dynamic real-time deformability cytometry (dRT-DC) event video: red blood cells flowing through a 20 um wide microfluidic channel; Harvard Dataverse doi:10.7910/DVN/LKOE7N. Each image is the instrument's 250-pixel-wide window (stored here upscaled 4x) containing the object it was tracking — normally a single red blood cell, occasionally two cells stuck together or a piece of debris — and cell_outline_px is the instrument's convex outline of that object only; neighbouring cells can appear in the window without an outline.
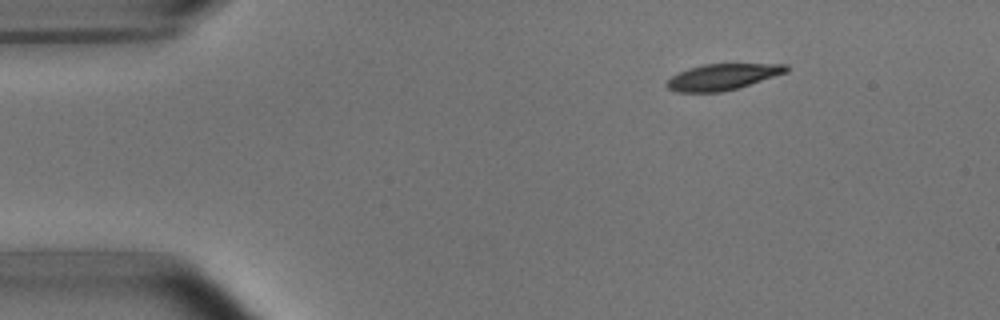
{"species": "common noctule bat (a hibernating species)", "species_latin": "Nyctalus noctula", "temperature_condition": "room temperature", "stored_images_in_passage": 3, "camera_frame_rate_fps": 3000, "um_per_image_px": 0.085, "animal": {"sex": "male", "body_mass_g": 15.6}, "frame": {"image": 1, "passage_image": 1, "time_ms": 0.0, "image_size_px": [1000, 320], "cell_outline_px": [[788, 72], [736, 88], [720, 92], [676, 92], [668, 88], [664, 84], [672, 76], [688, 68], [704, 64], [788, 64]], "centroid_in_image_um": [61.39, 6.53], "position_along_channel_um": 23.6, "area_um2": 17.98}}
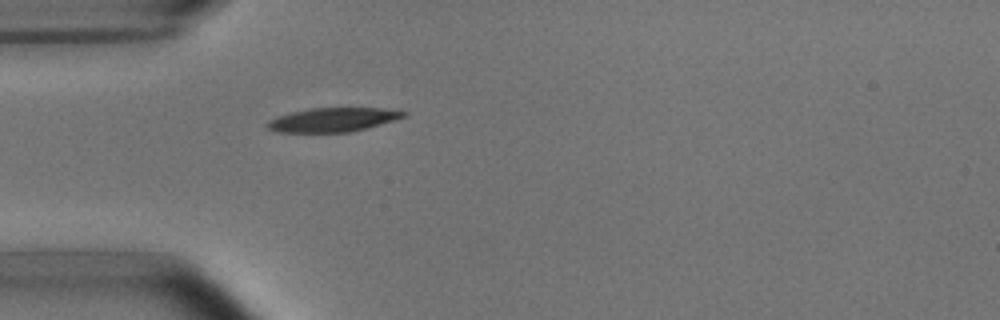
{"frame": {"image": 2, "passage_image": 3, "time_ms": 2.667, "image_size_px": [1000, 320], "cell_outline_px": [[408, 112], [404, 116], [380, 124], [348, 132], [276, 132], [268, 128], [264, 124], [268, 120], [276, 116], [292, 112], [312, 108], [380, 108]], "centroid_in_image_um": [28.2, 10.18], "position_along_channel_um": 56.8, "area_um2": 18.79}}